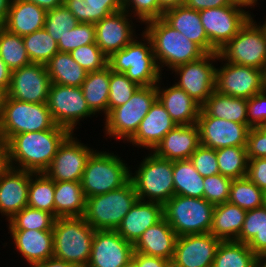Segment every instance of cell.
Listing matches in <instances>:
<instances>
[{
	"label": "cell",
	"instance_id": "23",
	"mask_svg": "<svg viewBox=\"0 0 266 267\" xmlns=\"http://www.w3.org/2000/svg\"><path fill=\"white\" fill-rule=\"evenodd\" d=\"M177 124L171 119L165 107L157 99L151 106L149 112L140 122L136 133L127 141L138 148L152 151L156 145Z\"/></svg>",
	"mask_w": 266,
	"mask_h": 267
},
{
	"label": "cell",
	"instance_id": "48",
	"mask_svg": "<svg viewBox=\"0 0 266 267\" xmlns=\"http://www.w3.org/2000/svg\"><path fill=\"white\" fill-rule=\"evenodd\" d=\"M73 60L87 72L98 71L108 65V57L96 43L87 44L70 52Z\"/></svg>",
	"mask_w": 266,
	"mask_h": 267
},
{
	"label": "cell",
	"instance_id": "38",
	"mask_svg": "<svg viewBox=\"0 0 266 267\" xmlns=\"http://www.w3.org/2000/svg\"><path fill=\"white\" fill-rule=\"evenodd\" d=\"M256 256L245 243L221 241L212 267H256Z\"/></svg>",
	"mask_w": 266,
	"mask_h": 267
},
{
	"label": "cell",
	"instance_id": "60",
	"mask_svg": "<svg viewBox=\"0 0 266 267\" xmlns=\"http://www.w3.org/2000/svg\"><path fill=\"white\" fill-rule=\"evenodd\" d=\"M29 267H76V266L53 257L45 261L35 263Z\"/></svg>",
	"mask_w": 266,
	"mask_h": 267
},
{
	"label": "cell",
	"instance_id": "52",
	"mask_svg": "<svg viewBox=\"0 0 266 267\" xmlns=\"http://www.w3.org/2000/svg\"><path fill=\"white\" fill-rule=\"evenodd\" d=\"M190 161L202 177L220 173L215 149L200 145L192 153Z\"/></svg>",
	"mask_w": 266,
	"mask_h": 267
},
{
	"label": "cell",
	"instance_id": "44",
	"mask_svg": "<svg viewBox=\"0 0 266 267\" xmlns=\"http://www.w3.org/2000/svg\"><path fill=\"white\" fill-rule=\"evenodd\" d=\"M263 194L264 191L246 176L232 180L228 202L246 211L252 210L263 206Z\"/></svg>",
	"mask_w": 266,
	"mask_h": 267
},
{
	"label": "cell",
	"instance_id": "56",
	"mask_svg": "<svg viewBox=\"0 0 266 267\" xmlns=\"http://www.w3.org/2000/svg\"><path fill=\"white\" fill-rule=\"evenodd\" d=\"M235 0H186L185 6L197 11L231 5Z\"/></svg>",
	"mask_w": 266,
	"mask_h": 267
},
{
	"label": "cell",
	"instance_id": "45",
	"mask_svg": "<svg viewBox=\"0 0 266 267\" xmlns=\"http://www.w3.org/2000/svg\"><path fill=\"white\" fill-rule=\"evenodd\" d=\"M78 23L79 21L73 14L64 5H61L47 10L44 29L58 43Z\"/></svg>",
	"mask_w": 266,
	"mask_h": 267
},
{
	"label": "cell",
	"instance_id": "25",
	"mask_svg": "<svg viewBox=\"0 0 266 267\" xmlns=\"http://www.w3.org/2000/svg\"><path fill=\"white\" fill-rule=\"evenodd\" d=\"M162 82L164 81L161 77L156 85L157 99L165 107L171 119L177 125H192L197 123L201 106L174 83L172 85L169 84V87H165Z\"/></svg>",
	"mask_w": 266,
	"mask_h": 267
},
{
	"label": "cell",
	"instance_id": "37",
	"mask_svg": "<svg viewBox=\"0 0 266 267\" xmlns=\"http://www.w3.org/2000/svg\"><path fill=\"white\" fill-rule=\"evenodd\" d=\"M172 176L175 195L203 198L204 177L198 173L190 159L173 161Z\"/></svg>",
	"mask_w": 266,
	"mask_h": 267
},
{
	"label": "cell",
	"instance_id": "22",
	"mask_svg": "<svg viewBox=\"0 0 266 267\" xmlns=\"http://www.w3.org/2000/svg\"><path fill=\"white\" fill-rule=\"evenodd\" d=\"M32 172L5 166L0 171V214L11 219L28 205V190Z\"/></svg>",
	"mask_w": 266,
	"mask_h": 267
},
{
	"label": "cell",
	"instance_id": "24",
	"mask_svg": "<svg viewBox=\"0 0 266 267\" xmlns=\"http://www.w3.org/2000/svg\"><path fill=\"white\" fill-rule=\"evenodd\" d=\"M200 145V132L197 123L176 125L152 152L156 156L170 161L187 160Z\"/></svg>",
	"mask_w": 266,
	"mask_h": 267
},
{
	"label": "cell",
	"instance_id": "64",
	"mask_svg": "<svg viewBox=\"0 0 266 267\" xmlns=\"http://www.w3.org/2000/svg\"><path fill=\"white\" fill-rule=\"evenodd\" d=\"M6 165V142L0 137V171Z\"/></svg>",
	"mask_w": 266,
	"mask_h": 267
},
{
	"label": "cell",
	"instance_id": "58",
	"mask_svg": "<svg viewBox=\"0 0 266 267\" xmlns=\"http://www.w3.org/2000/svg\"><path fill=\"white\" fill-rule=\"evenodd\" d=\"M247 245L256 255L266 253V227L257 233Z\"/></svg>",
	"mask_w": 266,
	"mask_h": 267
},
{
	"label": "cell",
	"instance_id": "70",
	"mask_svg": "<svg viewBox=\"0 0 266 267\" xmlns=\"http://www.w3.org/2000/svg\"><path fill=\"white\" fill-rule=\"evenodd\" d=\"M263 78H264V91H266V66L263 71Z\"/></svg>",
	"mask_w": 266,
	"mask_h": 267
},
{
	"label": "cell",
	"instance_id": "28",
	"mask_svg": "<svg viewBox=\"0 0 266 267\" xmlns=\"http://www.w3.org/2000/svg\"><path fill=\"white\" fill-rule=\"evenodd\" d=\"M162 19L187 39L199 45L206 53H218L207 37L199 11L185 5L178 6L164 11Z\"/></svg>",
	"mask_w": 266,
	"mask_h": 267
},
{
	"label": "cell",
	"instance_id": "34",
	"mask_svg": "<svg viewBox=\"0 0 266 267\" xmlns=\"http://www.w3.org/2000/svg\"><path fill=\"white\" fill-rule=\"evenodd\" d=\"M201 108L212 117L248 124L247 99L224 95L216 90Z\"/></svg>",
	"mask_w": 266,
	"mask_h": 267
},
{
	"label": "cell",
	"instance_id": "5",
	"mask_svg": "<svg viewBox=\"0 0 266 267\" xmlns=\"http://www.w3.org/2000/svg\"><path fill=\"white\" fill-rule=\"evenodd\" d=\"M107 151L96 149L87 160L81 179L86 198L117 190L130 181L129 164Z\"/></svg>",
	"mask_w": 266,
	"mask_h": 267
},
{
	"label": "cell",
	"instance_id": "21",
	"mask_svg": "<svg viewBox=\"0 0 266 267\" xmlns=\"http://www.w3.org/2000/svg\"><path fill=\"white\" fill-rule=\"evenodd\" d=\"M220 242L210 233L178 236L172 261L178 267H212Z\"/></svg>",
	"mask_w": 266,
	"mask_h": 267
},
{
	"label": "cell",
	"instance_id": "72",
	"mask_svg": "<svg viewBox=\"0 0 266 267\" xmlns=\"http://www.w3.org/2000/svg\"><path fill=\"white\" fill-rule=\"evenodd\" d=\"M263 206L266 207V190L264 191L263 194Z\"/></svg>",
	"mask_w": 266,
	"mask_h": 267
},
{
	"label": "cell",
	"instance_id": "51",
	"mask_svg": "<svg viewBox=\"0 0 266 267\" xmlns=\"http://www.w3.org/2000/svg\"><path fill=\"white\" fill-rule=\"evenodd\" d=\"M266 227V207L260 206L247 210L237 242L248 244L257 233Z\"/></svg>",
	"mask_w": 266,
	"mask_h": 267
},
{
	"label": "cell",
	"instance_id": "55",
	"mask_svg": "<svg viewBox=\"0 0 266 267\" xmlns=\"http://www.w3.org/2000/svg\"><path fill=\"white\" fill-rule=\"evenodd\" d=\"M247 177L261 190H266V158L249 159Z\"/></svg>",
	"mask_w": 266,
	"mask_h": 267
},
{
	"label": "cell",
	"instance_id": "61",
	"mask_svg": "<svg viewBox=\"0 0 266 267\" xmlns=\"http://www.w3.org/2000/svg\"><path fill=\"white\" fill-rule=\"evenodd\" d=\"M34 3L35 5L44 8L45 10H51L64 4V0H26Z\"/></svg>",
	"mask_w": 266,
	"mask_h": 267
},
{
	"label": "cell",
	"instance_id": "47",
	"mask_svg": "<svg viewBox=\"0 0 266 267\" xmlns=\"http://www.w3.org/2000/svg\"><path fill=\"white\" fill-rule=\"evenodd\" d=\"M96 42L94 23H78L58 42L59 52L70 53L81 46Z\"/></svg>",
	"mask_w": 266,
	"mask_h": 267
},
{
	"label": "cell",
	"instance_id": "73",
	"mask_svg": "<svg viewBox=\"0 0 266 267\" xmlns=\"http://www.w3.org/2000/svg\"><path fill=\"white\" fill-rule=\"evenodd\" d=\"M262 127L266 130V122L262 125Z\"/></svg>",
	"mask_w": 266,
	"mask_h": 267
},
{
	"label": "cell",
	"instance_id": "39",
	"mask_svg": "<svg viewBox=\"0 0 266 267\" xmlns=\"http://www.w3.org/2000/svg\"><path fill=\"white\" fill-rule=\"evenodd\" d=\"M54 190L55 181L45 173H33L30 176L27 206L55 216Z\"/></svg>",
	"mask_w": 266,
	"mask_h": 267
},
{
	"label": "cell",
	"instance_id": "14",
	"mask_svg": "<svg viewBox=\"0 0 266 267\" xmlns=\"http://www.w3.org/2000/svg\"><path fill=\"white\" fill-rule=\"evenodd\" d=\"M217 61L218 53H207L196 61L173 68L170 74L177 76L174 84L202 106L215 91Z\"/></svg>",
	"mask_w": 266,
	"mask_h": 267
},
{
	"label": "cell",
	"instance_id": "30",
	"mask_svg": "<svg viewBox=\"0 0 266 267\" xmlns=\"http://www.w3.org/2000/svg\"><path fill=\"white\" fill-rule=\"evenodd\" d=\"M47 10L26 0H12L5 23L8 32L21 37L44 28Z\"/></svg>",
	"mask_w": 266,
	"mask_h": 267
},
{
	"label": "cell",
	"instance_id": "1",
	"mask_svg": "<svg viewBox=\"0 0 266 267\" xmlns=\"http://www.w3.org/2000/svg\"><path fill=\"white\" fill-rule=\"evenodd\" d=\"M69 134L66 128L55 124L48 130L14 135L6 142V164L15 169L44 173Z\"/></svg>",
	"mask_w": 266,
	"mask_h": 267
},
{
	"label": "cell",
	"instance_id": "9",
	"mask_svg": "<svg viewBox=\"0 0 266 267\" xmlns=\"http://www.w3.org/2000/svg\"><path fill=\"white\" fill-rule=\"evenodd\" d=\"M215 206L204 198L173 195L163 205V216L177 236L209 233Z\"/></svg>",
	"mask_w": 266,
	"mask_h": 267
},
{
	"label": "cell",
	"instance_id": "53",
	"mask_svg": "<svg viewBox=\"0 0 266 267\" xmlns=\"http://www.w3.org/2000/svg\"><path fill=\"white\" fill-rule=\"evenodd\" d=\"M248 125L261 127L266 122V91L247 99Z\"/></svg>",
	"mask_w": 266,
	"mask_h": 267
},
{
	"label": "cell",
	"instance_id": "35",
	"mask_svg": "<svg viewBox=\"0 0 266 267\" xmlns=\"http://www.w3.org/2000/svg\"><path fill=\"white\" fill-rule=\"evenodd\" d=\"M45 66L51 83L58 85L81 87L88 74L65 52L56 53Z\"/></svg>",
	"mask_w": 266,
	"mask_h": 267
},
{
	"label": "cell",
	"instance_id": "49",
	"mask_svg": "<svg viewBox=\"0 0 266 267\" xmlns=\"http://www.w3.org/2000/svg\"><path fill=\"white\" fill-rule=\"evenodd\" d=\"M232 180L233 179L223 176L220 173L204 177L203 198L214 206L228 202Z\"/></svg>",
	"mask_w": 266,
	"mask_h": 267
},
{
	"label": "cell",
	"instance_id": "40",
	"mask_svg": "<svg viewBox=\"0 0 266 267\" xmlns=\"http://www.w3.org/2000/svg\"><path fill=\"white\" fill-rule=\"evenodd\" d=\"M220 174L231 179L247 176L248 162L246 146H230L216 150Z\"/></svg>",
	"mask_w": 266,
	"mask_h": 267
},
{
	"label": "cell",
	"instance_id": "29",
	"mask_svg": "<svg viewBox=\"0 0 266 267\" xmlns=\"http://www.w3.org/2000/svg\"><path fill=\"white\" fill-rule=\"evenodd\" d=\"M177 235L163 218L155 225L147 228L133 244L134 252L172 260L174 256Z\"/></svg>",
	"mask_w": 266,
	"mask_h": 267
},
{
	"label": "cell",
	"instance_id": "68",
	"mask_svg": "<svg viewBox=\"0 0 266 267\" xmlns=\"http://www.w3.org/2000/svg\"><path fill=\"white\" fill-rule=\"evenodd\" d=\"M122 267H137V264L133 258H130L129 261L126 264H124Z\"/></svg>",
	"mask_w": 266,
	"mask_h": 267
},
{
	"label": "cell",
	"instance_id": "15",
	"mask_svg": "<svg viewBox=\"0 0 266 267\" xmlns=\"http://www.w3.org/2000/svg\"><path fill=\"white\" fill-rule=\"evenodd\" d=\"M215 71V90L232 97L249 99L264 90L263 70L224 61Z\"/></svg>",
	"mask_w": 266,
	"mask_h": 267
},
{
	"label": "cell",
	"instance_id": "6",
	"mask_svg": "<svg viewBox=\"0 0 266 267\" xmlns=\"http://www.w3.org/2000/svg\"><path fill=\"white\" fill-rule=\"evenodd\" d=\"M142 158L140 164H136L137 169L133 168L135 172L130 170V181L138 199L164 205L175 195L173 161L160 158L152 151Z\"/></svg>",
	"mask_w": 266,
	"mask_h": 267
},
{
	"label": "cell",
	"instance_id": "8",
	"mask_svg": "<svg viewBox=\"0 0 266 267\" xmlns=\"http://www.w3.org/2000/svg\"><path fill=\"white\" fill-rule=\"evenodd\" d=\"M156 100V85L140 86L124 105L110 110L103 118V133L126 144Z\"/></svg>",
	"mask_w": 266,
	"mask_h": 267
},
{
	"label": "cell",
	"instance_id": "46",
	"mask_svg": "<svg viewBox=\"0 0 266 267\" xmlns=\"http://www.w3.org/2000/svg\"><path fill=\"white\" fill-rule=\"evenodd\" d=\"M139 87L124 73L113 72L110 68L108 112L124 105Z\"/></svg>",
	"mask_w": 266,
	"mask_h": 267
},
{
	"label": "cell",
	"instance_id": "50",
	"mask_svg": "<svg viewBox=\"0 0 266 267\" xmlns=\"http://www.w3.org/2000/svg\"><path fill=\"white\" fill-rule=\"evenodd\" d=\"M123 9L141 25L150 20L162 18L164 13L158 0H123Z\"/></svg>",
	"mask_w": 266,
	"mask_h": 267
},
{
	"label": "cell",
	"instance_id": "69",
	"mask_svg": "<svg viewBox=\"0 0 266 267\" xmlns=\"http://www.w3.org/2000/svg\"><path fill=\"white\" fill-rule=\"evenodd\" d=\"M164 267H178L172 260H169Z\"/></svg>",
	"mask_w": 266,
	"mask_h": 267
},
{
	"label": "cell",
	"instance_id": "33",
	"mask_svg": "<svg viewBox=\"0 0 266 267\" xmlns=\"http://www.w3.org/2000/svg\"><path fill=\"white\" fill-rule=\"evenodd\" d=\"M110 82V66L101 70L88 72L81 90L90 110L97 115L108 114V96ZM98 113V114H97Z\"/></svg>",
	"mask_w": 266,
	"mask_h": 267
},
{
	"label": "cell",
	"instance_id": "59",
	"mask_svg": "<svg viewBox=\"0 0 266 267\" xmlns=\"http://www.w3.org/2000/svg\"><path fill=\"white\" fill-rule=\"evenodd\" d=\"M11 73V69L0 57V87L5 88L7 91L11 82Z\"/></svg>",
	"mask_w": 266,
	"mask_h": 267
},
{
	"label": "cell",
	"instance_id": "4",
	"mask_svg": "<svg viewBox=\"0 0 266 267\" xmlns=\"http://www.w3.org/2000/svg\"><path fill=\"white\" fill-rule=\"evenodd\" d=\"M52 231L53 257L76 267H86L91 255L95 229L84 217L56 218Z\"/></svg>",
	"mask_w": 266,
	"mask_h": 267
},
{
	"label": "cell",
	"instance_id": "20",
	"mask_svg": "<svg viewBox=\"0 0 266 267\" xmlns=\"http://www.w3.org/2000/svg\"><path fill=\"white\" fill-rule=\"evenodd\" d=\"M133 244L116 230H95L86 267H122L132 258Z\"/></svg>",
	"mask_w": 266,
	"mask_h": 267
},
{
	"label": "cell",
	"instance_id": "2",
	"mask_svg": "<svg viewBox=\"0 0 266 267\" xmlns=\"http://www.w3.org/2000/svg\"><path fill=\"white\" fill-rule=\"evenodd\" d=\"M143 25H145L143 31L151 40L161 74L165 67L166 71H171L179 65L196 61L207 54L199 45L173 29L162 18L150 20Z\"/></svg>",
	"mask_w": 266,
	"mask_h": 267
},
{
	"label": "cell",
	"instance_id": "32",
	"mask_svg": "<svg viewBox=\"0 0 266 267\" xmlns=\"http://www.w3.org/2000/svg\"><path fill=\"white\" fill-rule=\"evenodd\" d=\"M55 217H80L86 208V196L81 182H55Z\"/></svg>",
	"mask_w": 266,
	"mask_h": 267
},
{
	"label": "cell",
	"instance_id": "27",
	"mask_svg": "<svg viewBox=\"0 0 266 267\" xmlns=\"http://www.w3.org/2000/svg\"><path fill=\"white\" fill-rule=\"evenodd\" d=\"M163 218L162 204L138 199L116 231L126 241L134 244L147 228Z\"/></svg>",
	"mask_w": 266,
	"mask_h": 267
},
{
	"label": "cell",
	"instance_id": "62",
	"mask_svg": "<svg viewBox=\"0 0 266 267\" xmlns=\"http://www.w3.org/2000/svg\"><path fill=\"white\" fill-rule=\"evenodd\" d=\"M160 4V8L163 11H166L170 8L183 6L186 0H158Z\"/></svg>",
	"mask_w": 266,
	"mask_h": 267
},
{
	"label": "cell",
	"instance_id": "3",
	"mask_svg": "<svg viewBox=\"0 0 266 267\" xmlns=\"http://www.w3.org/2000/svg\"><path fill=\"white\" fill-rule=\"evenodd\" d=\"M108 58L113 72L124 73L139 86L157 85L163 77L156 63L150 38L144 31ZM138 39V40H137ZM140 39V40H139Z\"/></svg>",
	"mask_w": 266,
	"mask_h": 267
},
{
	"label": "cell",
	"instance_id": "66",
	"mask_svg": "<svg viewBox=\"0 0 266 267\" xmlns=\"http://www.w3.org/2000/svg\"><path fill=\"white\" fill-rule=\"evenodd\" d=\"M256 267H266V253L256 256Z\"/></svg>",
	"mask_w": 266,
	"mask_h": 267
},
{
	"label": "cell",
	"instance_id": "17",
	"mask_svg": "<svg viewBox=\"0 0 266 267\" xmlns=\"http://www.w3.org/2000/svg\"><path fill=\"white\" fill-rule=\"evenodd\" d=\"M197 125L200 132V144L215 150L230 146H246L251 128L248 124L209 116L202 108Z\"/></svg>",
	"mask_w": 266,
	"mask_h": 267
},
{
	"label": "cell",
	"instance_id": "12",
	"mask_svg": "<svg viewBox=\"0 0 266 267\" xmlns=\"http://www.w3.org/2000/svg\"><path fill=\"white\" fill-rule=\"evenodd\" d=\"M199 15L207 37L217 51L221 50L252 16L255 17L245 2L236 1L231 5L201 10Z\"/></svg>",
	"mask_w": 266,
	"mask_h": 267
},
{
	"label": "cell",
	"instance_id": "43",
	"mask_svg": "<svg viewBox=\"0 0 266 267\" xmlns=\"http://www.w3.org/2000/svg\"><path fill=\"white\" fill-rule=\"evenodd\" d=\"M55 220L47 211L26 206L7 221V227L8 230H53Z\"/></svg>",
	"mask_w": 266,
	"mask_h": 267
},
{
	"label": "cell",
	"instance_id": "26",
	"mask_svg": "<svg viewBox=\"0 0 266 267\" xmlns=\"http://www.w3.org/2000/svg\"><path fill=\"white\" fill-rule=\"evenodd\" d=\"M14 250L19 253L27 266L53 258L52 230H8Z\"/></svg>",
	"mask_w": 266,
	"mask_h": 267
},
{
	"label": "cell",
	"instance_id": "63",
	"mask_svg": "<svg viewBox=\"0 0 266 267\" xmlns=\"http://www.w3.org/2000/svg\"><path fill=\"white\" fill-rule=\"evenodd\" d=\"M11 1L12 0H0V26L6 21Z\"/></svg>",
	"mask_w": 266,
	"mask_h": 267
},
{
	"label": "cell",
	"instance_id": "74",
	"mask_svg": "<svg viewBox=\"0 0 266 267\" xmlns=\"http://www.w3.org/2000/svg\"><path fill=\"white\" fill-rule=\"evenodd\" d=\"M236 2H245V0H235Z\"/></svg>",
	"mask_w": 266,
	"mask_h": 267
},
{
	"label": "cell",
	"instance_id": "41",
	"mask_svg": "<svg viewBox=\"0 0 266 267\" xmlns=\"http://www.w3.org/2000/svg\"><path fill=\"white\" fill-rule=\"evenodd\" d=\"M0 57L12 70L31 64L23 37L8 32L0 26Z\"/></svg>",
	"mask_w": 266,
	"mask_h": 267
},
{
	"label": "cell",
	"instance_id": "10",
	"mask_svg": "<svg viewBox=\"0 0 266 267\" xmlns=\"http://www.w3.org/2000/svg\"><path fill=\"white\" fill-rule=\"evenodd\" d=\"M55 125L47 103H29L6 99L0 115V137L7 142L12 136L44 131Z\"/></svg>",
	"mask_w": 266,
	"mask_h": 267
},
{
	"label": "cell",
	"instance_id": "71",
	"mask_svg": "<svg viewBox=\"0 0 266 267\" xmlns=\"http://www.w3.org/2000/svg\"><path fill=\"white\" fill-rule=\"evenodd\" d=\"M264 19H265L264 23L261 24V22H260L259 25L263 28V30L265 31V34H266V17Z\"/></svg>",
	"mask_w": 266,
	"mask_h": 267
},
{
	"label": "cell",
	"instance_id": "13",
	"mask_svg": "<svg viewBox=\"0 0 266 267\" xmlns=\"http://www.w3.org/2000/svg\"><path fill=\"white\" fill-rule=\"evenodd\" d=\"M47 106L54 123L70 133L79 128L77 125L81 126L80 121L95 116L87 105L81 87L51 83Z\"/></svg>",
	"mask_w": 266,
	"mask_h": 267
},
{
	"label": "cell",
	"instance_id": "18",
	"mask_svg": "<svg viewBox=\"0 0 266 267\" xmlns=\"http://www.w3.org/2000/svg\"><path fill=\"white\" fill-rule=\"evenodd\" d=\"M50 85L46 66L31 63L12 70L8 96L22 102L47 103Z\"/></svg>",
	"mask_w": 266,
	"mask_h": 267
},
{
	"label": "cell",
	"instance_id": "42",
	"mask_svg": "<svg viewBox=\"0 0 266 267\" xmlns=\"http://www.w3.org/2000/svg\"><path fill=\"white\" fill-rule=\"evenodd\" d=\"M23 42L31 63L45 65L59 52L58 43L44 28L23 36Z\"/></svg>",
	"mask_w": 266,
	"mask_h": 267
},
{
	"label": "cell",
	"instance_id": "36",
	"mask_svg": "<svg viewBox=\"0 0 266 267\" xmlns=\"http://www.w3.org/2000/svg\"><path fill=\"white\" fill-rule=\"evenodd\" d=\"M79 23H97L123 9V0H64L63 4Z\"/></svg>",
	"mask_w": 266,
	"mask_h": 267
},
{
	"label": "cell",
	"instance_id": "65",
	"mask_svg": "<svg viewBox=\"0 0 266 267\" xmlns=\"http://www.w3.org/2000/svg\"><path fill=\"white\" fill-rule=\"evenodd\" d=\"M7 97L8 91L5 88L0 87V115L2 113L4 104L6 103Z\"/></svg>",
	"mask_w": 266,
	"mask_h": 267
},
{
	"label": "cell",
	"instance_id": "67",
	"mask_svg": "<svg viewBox=\"0 0 266 267\" xmlns=\"http://www.w3.org/2000/svg\"><path fill=\"white\" fill-rule=\"evenodd\" d=\"M260 1V0H259ZM245 3L247 4V6L250 8V9H254L255 6L258 7L259 6V2L258 0H245ZM258 5V6H257Z\"/></svg>",
	"mask_w": 266,
	"mask_h": 267
},
{
	"label": "cell",
	"instance_id": "54",
	"mask_svg": "<svg viewBox=\"0 0 266 267\" xmlns=\"http://www.w3.org/2000/svg\"><path fill=\"white\" fill-rule=\"evenodd\" d=\"M248 159L266 158V130L261 127H251L246 145Z\"/></svg>",
	"mask_w": 266,
	"mask_h": 267
},
{
	"label": "cell",
	"instance_id": "16",
	"mask_svg": "<svg viewBox=\"0 0 266 267\" xmlns=\"http://www.w3.org/2000/svg\"><path fill=\"white\" fill-rule=\"evenodd\" d=\"M70 133L57 149L49 168L44 172L55 182H81L88 158L95 151ZM80 140V141H79Z\"/></svg>",
	"mask_w": 266,
	"mask_h": 267
},
{
	"label": "cell",
	"instance_id": "11",
	"mask_svg": "<svg viewBox=\"0 0 266 267\" xmlns=\"http://www.w3.org/2000/svg\"><path fill=\"white\" fill-rule=\"evenodd\" d=\"M252 16L240 31L218 51L226 62L251 66L264 71L266 66V34Z\"/></svg>",
	"mask_w": 266,
	"mask_h": 267
},
{
	"label": "cell",
	"instance_id": "57",
	"mask_svg": "<svg viewBox=\"0 0 266 267\" xmlns=\"http://www.w3.org/2000/svg\"><path fill=\"white\" fill-rule=\"evenodd\" d=\"M132 258L136 261L137 267H164L168 262L163 258L133 252Z\"/></svg>",
	"mask_w": 266,
	"mask_h": 267
},
{
	"label": "cell",
	"instance_id": "19",
	"mask_svg": "<svg viewBox=\"0 0 266 267\" xmlns=\"http://www.w3.org/2000/svg\"><path fill=\"white\" fill-rule=\"evenodd\" d=\"M134 20V17L122 9L95 23V43L108 58L114 52L123 49L139 35L138 33L136 35Z\"/></svg>",
	"mask_w": 266,
	"mask_h": 267
},
{
	"label": "cell",
	"instance_id": "7",
	"mask_svg": "<svg viewBox=\"0 0 266 267\" xmlns=\"http://www.w3.org/2000/svg\"><path fill=\"white\" fill-rule=\"evenodd\" d=\"M138 200L133 183L86 198L84 220L95 230H116Z\"/></svg>",
	"mask_w": 266,
	"mask_h": 267
},
{
	"label": "cell",
	"instance_id": "31",
	"mask_svg": "<svg viewBox=\"0 0 266 267\" xmlns=\"http://www.w3.org/2000/svg\"><path fill=\"white\" fill-rule=\"evenodd\" d=\"M247 211L229 202L215 205L209 233L221 241H236Z\"/></svg>",
	"mask_w": 266,
	"mask_h": 267
}]
</instances>
